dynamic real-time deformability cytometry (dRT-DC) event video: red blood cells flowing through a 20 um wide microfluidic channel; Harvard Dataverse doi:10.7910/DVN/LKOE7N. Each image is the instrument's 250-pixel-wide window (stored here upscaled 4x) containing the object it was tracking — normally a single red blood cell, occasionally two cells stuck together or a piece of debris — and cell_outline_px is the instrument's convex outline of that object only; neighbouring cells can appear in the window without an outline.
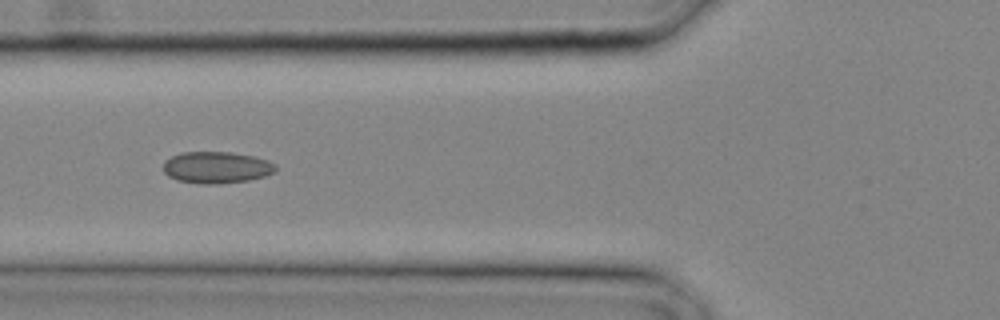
{"species": "common noctule bat (a hibernating species)", "species_latin": "Nyctalus noctula", "temperature_condition": "cold", "stored_images_in_passage": 21, "camera_frame_rate_fps": 3000, "um_per_image_px": 0.085, "animal": {"sex": "male", "body_mass_g": 20.4}, "frame": {"image": 1, "passage_image": 10, "time_ms": 3.0, "image_size_px": [1000, 320], "cell_outline_px": [[276, 172], [264, 176], [248, 180], [220, 184], [204, 184], [176, 180], [168, 176], [164, 172], [164, 160], [180, 152], [232, 152], [252, 156], [268, 160], [276, 164]], "centroid_in_image_um": [18.4, 14.23], "position_along_channel_um": 107.4, "area_um2": 20.87}}
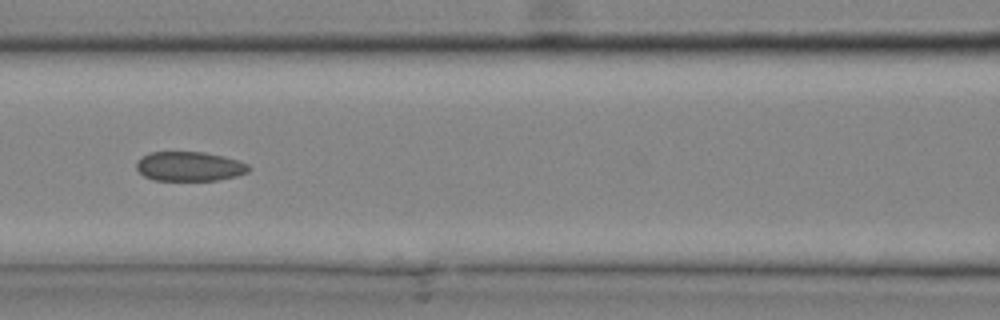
{"frame": {"image": 2, "passage_image": 12, "time_ms": 3.667, "image_size_px": [1000, 320], "cell_outline_px": [[248, 172], [236, 176], [216, 180], [156, 180], [144, 176], [136, 168], [136, 160], [140, 156], [148, 152], [204, 152], [224, 156], [248, 164]], "centroid_in_image_um": [16.05, 14.13], "position_along_channel_um": 150.6, "area_um2": 19.25}}